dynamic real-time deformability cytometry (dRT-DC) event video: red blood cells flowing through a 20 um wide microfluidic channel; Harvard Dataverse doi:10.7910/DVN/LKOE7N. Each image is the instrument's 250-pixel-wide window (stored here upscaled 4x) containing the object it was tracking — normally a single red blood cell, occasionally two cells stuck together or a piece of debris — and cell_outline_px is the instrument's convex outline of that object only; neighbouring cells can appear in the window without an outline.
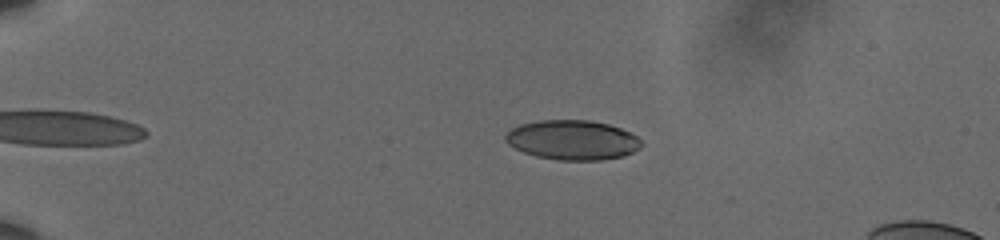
{"species": "human", "species_latin": "Homo sapiens", "temperature_condition": "cold", "stored_images_in_passage": 48, "camera_frame_rate_fps": 3000, "um_per_image_px": 0.085, "donor": {"sex": "male"}, "frame": {"image": 1, "passage_image": 3, "time_ms": 0.667, "image_size_px": [1000, 240], "cell_outline_px": [[644, 144], [640, 148], [624, 156], [600, 160], [556, 160], [536, 156], [524, 152], [508, 144], [504, 140], [504, 136], [512, 128], [520, 124], [540, 120], [588, 120], [608, 124], [620, 128], [636, 136]], "centroid_in_image_um": [48.66, 11.9], "position_along_channel_um": 36.3, "area_um2": 31.39}}
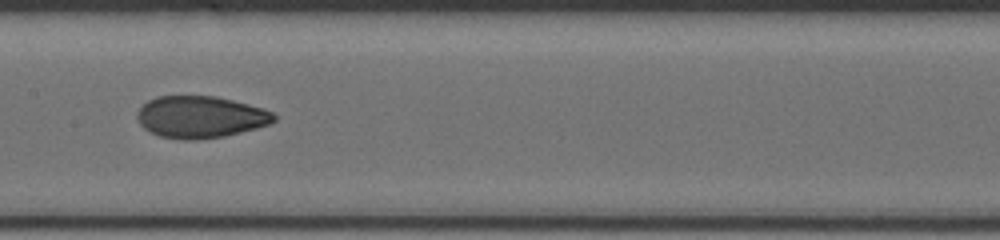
{"frame": {"image": 2, "passage_image": 22, "time_ms": 7.0, "image_size_px": [1000, 240], "cell_outline_px": [[276, 120], [268, 124], [256, 128], [224, 136], [196, 140], [184, 140], [160, 136], [148, 132], [140, 124], [136, 116], [136, 112], [148, 100], [156, 96], [216, 96], [264, 108], [272, 112], [276, 116]], "centroid_in_image_um": [17.01, 9.94], "position_along_channel_um": 190.4, "area_um2": 33.47}}
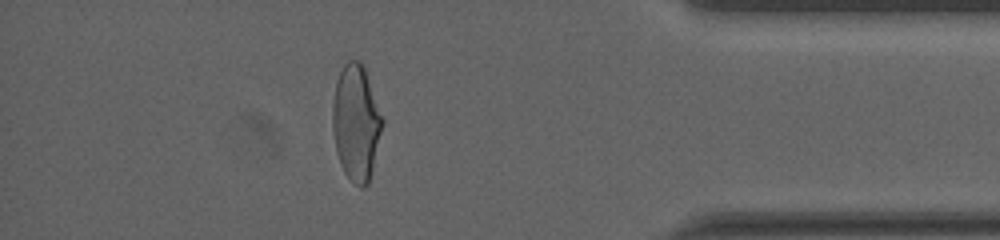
{"frame": {"image": 3, "passage_image": 42, "time_ms": 13.667, "image_size_px": [1000, 240], "cell_outline_px": [[384, 120], [368, 184], [364, 188], [360, 188], [344, 172], [336, 152], [332, 128], [332, 104], [336, 80], [344, 64], [348, 60], [360, 60], [364, 64]], "centroid_in_image_um": [30.26, 10.37], "position_along_channel_um": 404.9, "area_um2": 33.7}, "authors_computed_cell_mechanics": {"area_um2": 33.3217, "velocity_mm_per_s": 3.6204, "shape_relaxation_time_tau1_ms": 5.2965, "shape_relaxation_time_tau2_ms": 1.296, "deformation_change_tau1": 0.1761, "deformation_change_tau2": 0.062}}